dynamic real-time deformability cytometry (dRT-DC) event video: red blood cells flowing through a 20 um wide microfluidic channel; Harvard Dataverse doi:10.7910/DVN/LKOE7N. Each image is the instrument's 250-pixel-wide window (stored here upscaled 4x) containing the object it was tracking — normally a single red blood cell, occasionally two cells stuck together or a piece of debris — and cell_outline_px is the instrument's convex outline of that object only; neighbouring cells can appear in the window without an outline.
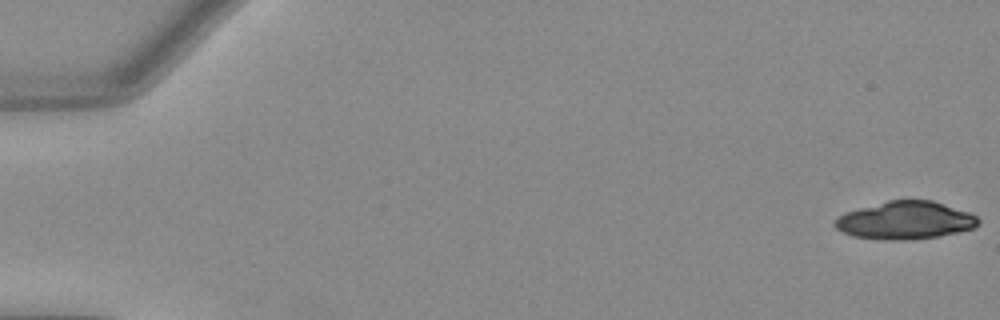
{"species": "Egyptian fruit bat (a non-hibernating species)", "species_latin": "Rousettus aegyptiacus", "temperature_condition": "warm", "stored_images_in_passage": 52, "camera_frame_rate_fps": 3000, "um_per_image_px": 0.085, "animal": {"sex": "female"}, "frame": {"image": 1, "passage_image": 1, "time_ms": 0.0, "image_size_px": [1000, 320], "cell_outline_px": [[980, 224], [976, 228], [960, 232], [940, 236], [912, 240], [884, 240], [852, 236], [836, 228], [832, 224], [844, 212], [888, 200], [932, 200], [968, 212], [976, 216], [980, 220]], "centroid_in_image_um": [76.97, 18.74], "position_along_channel_um": 8.0, "area_um2": 31.79}}